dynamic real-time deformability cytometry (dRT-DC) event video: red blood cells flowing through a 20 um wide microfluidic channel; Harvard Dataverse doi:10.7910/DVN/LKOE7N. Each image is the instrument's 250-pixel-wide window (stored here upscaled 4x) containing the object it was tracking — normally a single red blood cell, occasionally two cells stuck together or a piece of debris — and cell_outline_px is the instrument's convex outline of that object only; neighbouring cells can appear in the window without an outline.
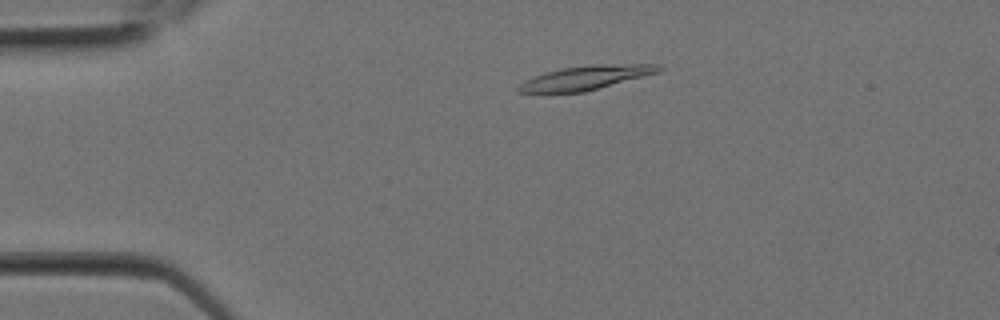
{"species": "Egyptian fruit bat (a non-hibernating species)", "species_latin": "Rousettus aegyptiacus", "temperature_condition": "room temperature", "stored_images_in_passage": 2, "camera_frame_rate_fps": 3000, "um_per_image_px": 0.085, "animal": {"sex": "female"}, "frame": {"image": 1, "passage_image": 2, "time_ms": 0.333, "image_size_px": [1000, 320], "cell_outline_px": [[664, 68], [660, 72], [584, 92], [516, 92], [516, 88], [524, 80], [544, 72], [564, 68], [592, 64], [660, 64]], "centroid_in_image_um": [49.82, 6.59], "position_along_channel_um": 35.2, "area_um2": 19.59}}